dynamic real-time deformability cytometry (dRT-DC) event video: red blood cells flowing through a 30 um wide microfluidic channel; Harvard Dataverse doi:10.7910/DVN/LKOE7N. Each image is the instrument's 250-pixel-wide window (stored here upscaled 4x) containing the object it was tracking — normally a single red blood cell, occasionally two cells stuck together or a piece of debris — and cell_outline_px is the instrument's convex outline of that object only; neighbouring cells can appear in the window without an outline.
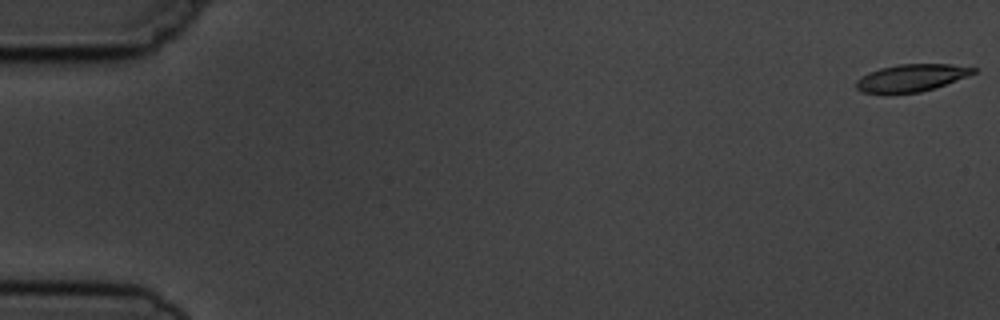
{"species": "common noctule bat (a hibernating species)", "species_latin": "Nyctalus noctula", "temperature_condition": "cold", "stored_images_in_passage": 4, "camera_frame_rate_fps": 3000, "um_per_image_px": 0.085, "animal": {"sex": "male", "body_mass_g": 19.5, "forearm_length_mm": 54.6}, "frame": {"image": 1, "passage_image": 1, "time_ms": 0.0, "image_size_px": [1000, 320], "cell_outline_px": [[976, 72], [968, 76], [920, 92], [860, 92], [856, 88], [856, 80], [868, 72], [880, 68], [896, 64], [948, 64], [976, 68]], "centroid_in_image_um": [77.44, 6.59], "position_along_channel_um": 7.6, "area_um2": 18.21}}